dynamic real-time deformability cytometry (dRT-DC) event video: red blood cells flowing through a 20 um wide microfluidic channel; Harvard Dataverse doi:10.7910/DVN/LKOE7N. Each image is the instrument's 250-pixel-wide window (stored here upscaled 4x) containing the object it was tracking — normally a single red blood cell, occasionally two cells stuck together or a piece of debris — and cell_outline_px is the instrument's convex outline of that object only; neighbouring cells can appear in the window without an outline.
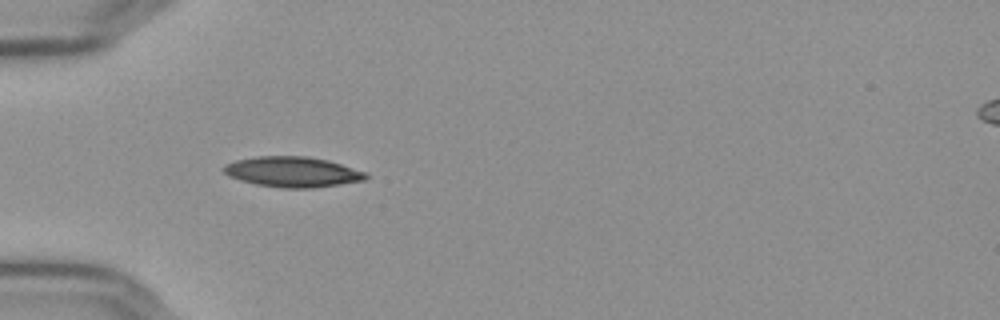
{"species": "Egyptian fruit bat (a non-hibernating species)", "species_latin": "Rousettus aegyptiacus", "temperature_condition": "cold", "stored_images_in_passage": 39, "camera_frame_rate_fps": 3000, "um_per_image_px": 0.085, "frame": {"image": 1, "passage_image": 1, "time_ms": 0.0, "image_size_px": [1000, 320], "cell_outline_px": [[368, 176], [364, 180], [340, 184], [312, 188], [284, 188], [256, 184], [228, 176], [220, 168], [224, 164], [236, 160], [256, 156], [308, 156], [328, 160], [368, 172]], "centroid_in_image_um": [24.86, 14.6], "position_along_channel_um": 60.1, "area_um2": 25.26}}
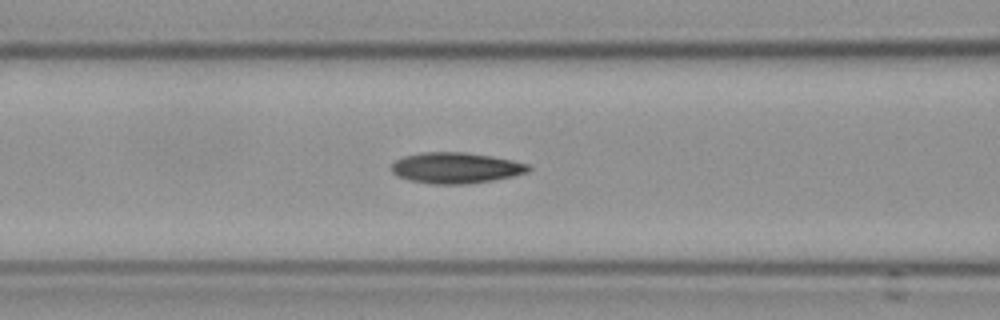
{"frame": {"image": 2, "passage_image": 7, "time_ms": 2.0, "image_size_px": [1000, 320], "cell_outline_px": [[532, 168], [528, 172], [512, 176], [492, 180], [468, 184], [436, 184], [408, 180], [392, 172], [392, 164], [396, 160], [404, 156], [420, 152], [464, 152], [492, 156], [512, 160], [528, 164]], "centroid_in_image_um": [38.76, 14.26], "position_along_channel_um": 127.8, "area_um2": 24.57}}
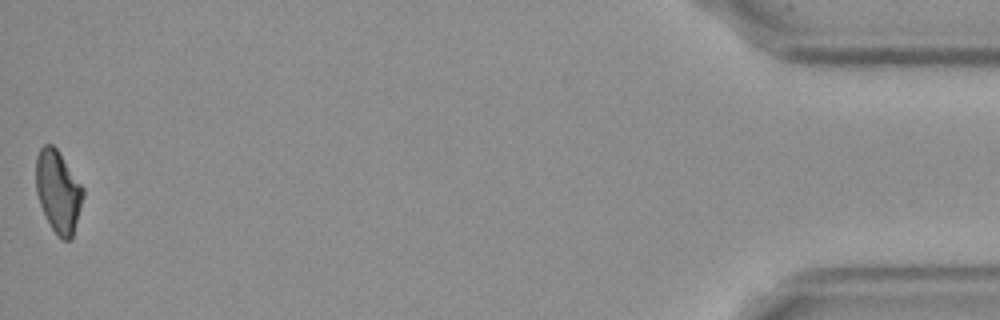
{"frame": {"image": 3, "passage_image": 39, "time_ms": 12.667, "image_size_px": [1000, 320], "cell_outline_px": [[84, 196], [72, 236], [68, 240], [64, 240], [52, 228], [40, 204], [36, 192], [36, 156], [40, 148], [44, 144], [52, 144], [56, 148], [84, 188]], "centroid_in_image_um": [4.94, 16.23], "position_along_channel_um": 430.3, "area_um2": 22.14}, "authors_computed_cell_mechanics": {"area_um2": 23.7558, "velocity_mm_per_s": 3.6546, "shape_relaxation_time_tau1_ms": 5.9798, "shape_relaxation_time_tau2_ms": 3.7666, "deformation_change_tau1": 0.1608, "deformation_change_tau2": 0.0825}}